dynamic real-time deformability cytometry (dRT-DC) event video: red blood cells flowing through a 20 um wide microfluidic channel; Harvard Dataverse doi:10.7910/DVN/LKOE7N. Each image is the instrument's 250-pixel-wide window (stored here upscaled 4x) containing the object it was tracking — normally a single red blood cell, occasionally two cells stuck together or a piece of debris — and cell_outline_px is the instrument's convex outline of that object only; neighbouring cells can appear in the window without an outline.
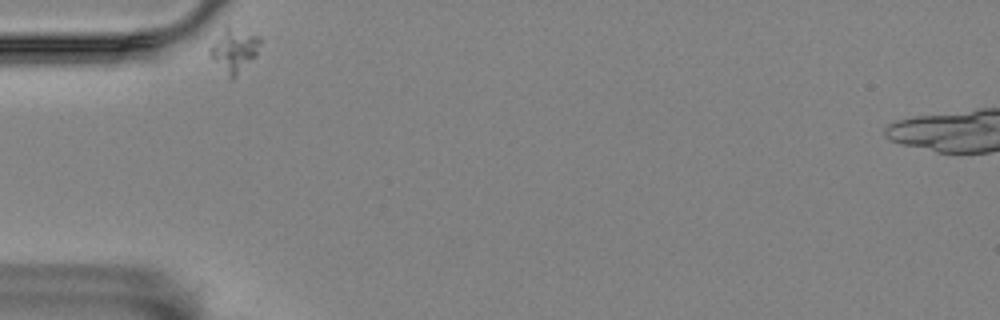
{"species": "Egyptian fruit bat (a non-hibernating species)", "species_latin": "Rousettus aegyptiacus", "temperature_condition": "room temperature", "stored_images_in_passage": 37, "camera_frame_rate_fps": 3000, "um_per_image_px": 0.085, "animal": {"sex": "female"}, "frame": {"image": 1, "passage_image": 1, "time_ms": 0.0, "image_size_px": [1000, 320], "cell_outline_px": [[260, 44], [256, 56], [232, 80], [208, 56], [208, 48], [224, 24], [228, 24], [256, 36], [260, 40]], "centroid_in_image_um": [19.83, 4.23], "position_along_channel_um": 65.2, "area_um2": 13.01}}
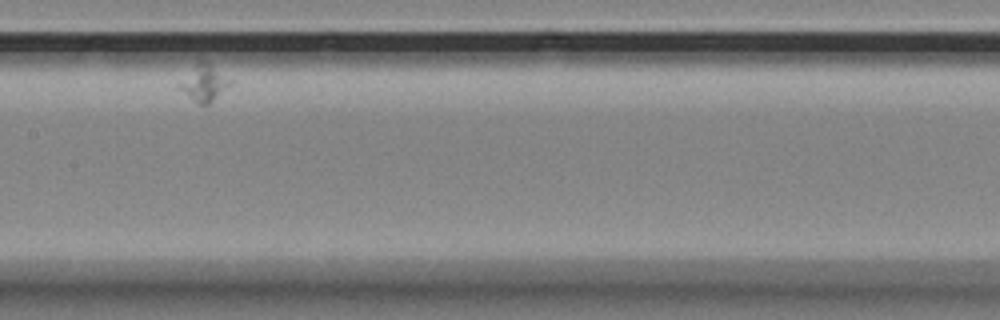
{"frame": {"image": 2, "passage_image": 16, "time_ms": 5.0, "image_size_px": [1000, 320], "cell_outline_px": [[232, 84], [208, 104], [200, 104], [180, 88], [180, 84], [200, 60], [212, 64], [232, 80]], "centroid_in_image_um": [17.45, 7.04], "position_along_channel_um": 190.0, "area_um2": 10.0}}
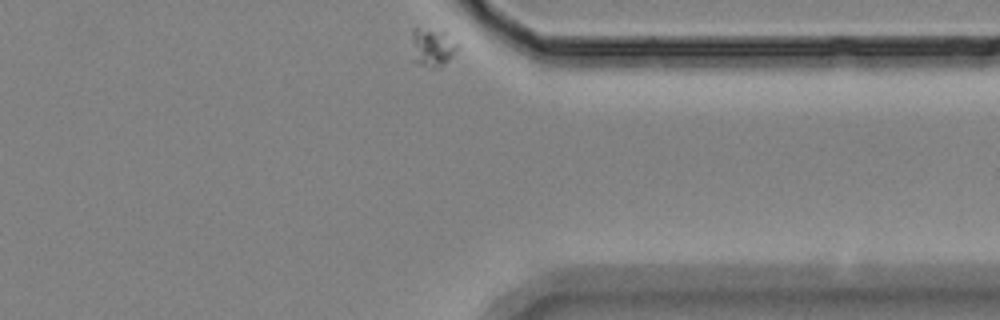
{"frame": {"image": 3, "passage_image": 37, "time_ms": 12.0, "image_size_px": [1000, 320], "cell_outline_px": [[460, 48], [444, 64], [436, 68], [420, 64], [412, 60], [412, 28], [416, 28], [444, 32], [460, 44]], "centroid_in_image_um": [36.76, 4.03], "position_along_channel_um": 374.6, "area_um2": 10.23}}